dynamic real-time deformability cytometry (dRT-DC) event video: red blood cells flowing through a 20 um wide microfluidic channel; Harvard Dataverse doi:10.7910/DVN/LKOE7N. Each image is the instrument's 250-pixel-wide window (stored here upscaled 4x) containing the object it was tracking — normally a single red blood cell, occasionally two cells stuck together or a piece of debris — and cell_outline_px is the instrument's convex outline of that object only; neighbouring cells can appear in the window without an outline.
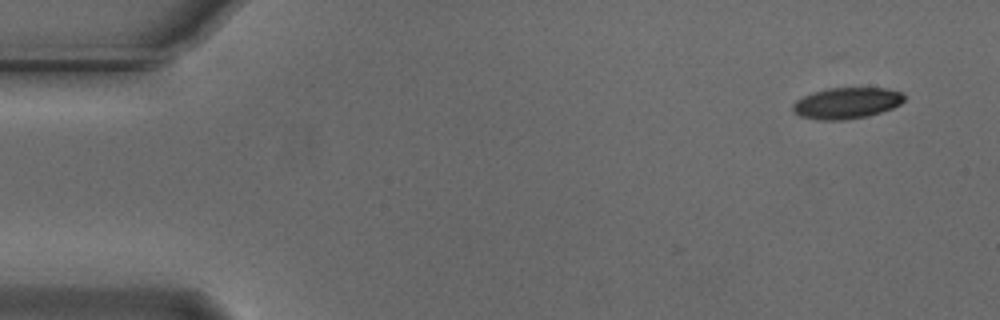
{"species": "Egyptian fruit bat (a non-hibernating species)", "species_latin": "Rousettus aegyptiacus", "temperature_condition": "cold", "stored_images_in_passage": 24, "camera_frame_rate_fps": 3000, "um_per_image_px": 0.085, "animal": {"sex": "male"}, "frame": {"image": 1, "passage_image": 1, "time_ms": 0.0, "image_size_px": [1000, 320], "cell_outline_px": [[904, 100], [900, 104], [892, 108], [868, 116], [844, 120], [820, 120], [800, 116], [792, 112], [792, 104], [796, 100], [812, 92], [828, 88], [884, 88], [900, 92], [904, 96]], "centroid_in_image_um": [71.92, 8.77], "position_along_channel_um": 13.1, "area_um2": 20.23}}
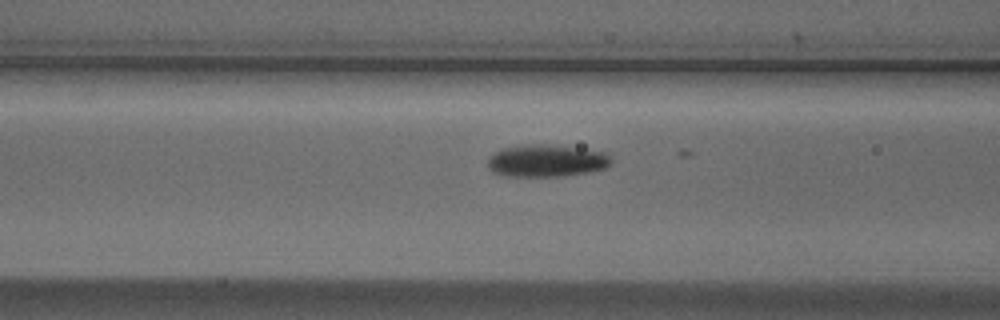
{"frame": {"image": 2, "passage_image": 19, "time_ms": 6.0, "image_size_px": [1000, 320], "cell_outline_px": [[612, 164], [604, 168], [588, 172], [560, 176], [508, 176], [492, 172], [488, 168], [488, 160], [500, 148], [528, 144], [544, 144], [580, 148], [608, 152], [612, 160]], "centroid_in_image_um": [46.48, 13.65], "position_along_channel_um": 120.1, "area_um2": 23.24}}
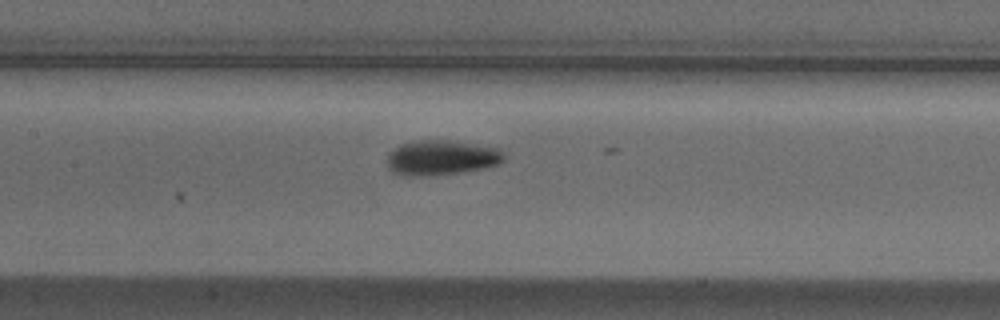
{"frame": {"image": 3, "passage_image": 23, "time_ms": 7.333, "image_size_px": [1000, 320], "cell_outline_px": [[504, 160], [500, 164], [484, 168], [460, 172], [432, 176], [408, 176], [392, 172], [388, 168], [388, 156], [400, 144], [416, 140], [448, 140], [500, 148], [504, 152]], "centroid_in_image_um": [37.55, 13.41], "position_along_channel_um": 169.9, "area_um2": 23.87}}